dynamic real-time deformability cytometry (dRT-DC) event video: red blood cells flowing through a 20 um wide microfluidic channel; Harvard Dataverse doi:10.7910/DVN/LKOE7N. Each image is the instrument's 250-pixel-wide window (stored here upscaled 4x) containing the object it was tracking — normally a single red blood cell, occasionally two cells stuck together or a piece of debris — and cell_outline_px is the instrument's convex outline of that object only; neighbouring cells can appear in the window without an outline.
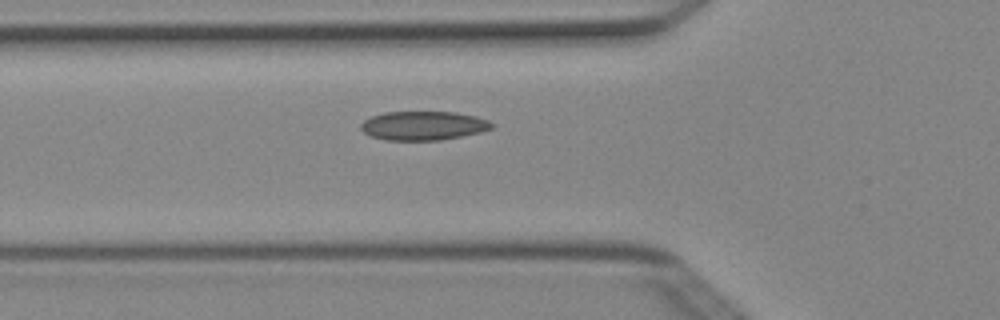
{"species": "Egyptian fruit bat (a non-hibernating species)", "species_latin": "Rousettus aegyptiacus", "temperature_condition": "cold", "stored_images_in_passage": 6, "camera_frame_rate_fps": 3000, "um_per_image_px": 0.085, "animal": {"sex": "female"}, "frame": {"image": 1, "passage_image": 6, "time_ms": 1.667, "image_size_px": [1000, 320], "cell_outline_px": [[496, 124], [492, 128], [480, 132], [440, 140], [384, 140], [372, 136], [364, 132], [360, 128], [360, 124], [364, 120], [372, 116], [384, 112], [456, 112], [476, 116], [488, 120]], "centroid_in_image_um": [35.99, 10.67], "position_along_channel_um": 89.8, "area_um2": 22.08}}